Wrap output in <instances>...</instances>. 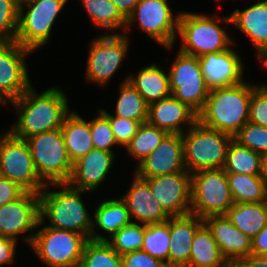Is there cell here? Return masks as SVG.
I'll return each mask as SVG.
<instances>
[{"mask_svg":"<svg viewBox=\"0 0 267 267\" xmlns=\"http://www.w3.org/2000/svg\"><path fill=\"white\" fill-rule=\"evenodd\" d=\"M139 178H152L186 170L182 134H167L155 151L136 167Z\"/></svg>","mask_w":267,"mask_h":267,"instance_id":"cell-18","label":"cell"},{"mask_svg":"<svg viewBox=\"0 0 267 267\" xmlns=\"http://www.w3.org/2000/svg\"><path fill=\"white\" fill-rule=\"evenodd\" d=\"M262 203H263L265 211L267 213V184H266V187H265L264 198H263V202Z\"/></svg>","mask_w":267,"mask_h":267,"instance_id":"cell-50","label":"cell"},{"mask_svg":"<svg viewBox=\"0 0 267 267\" xmlns=\"http://www.w3.org/2000/svg\"><path fill=\"white\" fill-rule=\"evenodd\" d=\"M25 192L17 183L0 176V206L17 200Z\"/></svg>","mask_w":267,"mask_h":267,"instance_id":"cell-44","label":"cell"},{"mask_svg":"<svg viewBox=\"0 0 267 267\" xmlns=\"http://www.w3.org/2000/svg\"><path fill=\"white\" fill-rule=\"evenodd\" d=\"M186 267H231L209 228L203 224L191 244V255Z\"/></svg>","mask_w":267,"mask_h":267,"instance_id":"cell-28","label":"cell"},{"mask_svg":"<svg viewBox=\"0 0 267 267\" xmlns=\"http://www.w3.org/2000/svg\"><path fill=\"white\" fill-rule=\"evenodd\" d=\"M67 2L68 0H33L20 4L15 41L33 52L43 47L49 42L55 21Z\"/></svg>","mask_w":267,"mask_h":267,"instance_id":"cell-9","label":"cell"},{"mask_svg":"<svg viewBox=\"0 0 267 267\" xmlns=\"http://www.w3.org/2000/svg\"><path fill=\"white\" fill-rule=\"evenodd\" d=\"M127 81L136 88L148 105L172 95L169 73L166 74L155 63L140 69L136 75L127 76Z\"/></svg>","mask_w":267,"mask_h":267,"instance_id":"cell-27","label":"cell"},{"mask_svg":"<svg viewBox=\"0 0 267 267\" xmlns=\"http://www.w3.org/2000/svg\"><path fill=\"white\" fill-rule=\"evenodd\" d=\"M203 224V219L192 213L170 217L168 267H186L189 264L192 241Z\"/></svg>","mask_w":267,"mask_h":267,"instance_id":"cell-23","label":"cell"},{"mask_svg":"<svg viewBox=\"0 0 267 267\" xmlns=\"http://www.w3.org/2000/svg\"><path fill=\"white\" fill-rule=\"evenodd\" d=\"M71 110L64 118L61 131L66 151L72 163L94 149L90 121L87 122L76 111Z\"/></svg>","mask_w":267,"mask_h":267,"instance_id":"cell-26","label":"cell"},{"mask_svg":"<svg viewBox=\"0 0 267 267\" xmlns=\"http://www.w3.org/2000/svg\"><path fill=\"white\" fill-rule=\"evenodd\" d=\"M168 73L172 95L199 113L210 91L202 75L199 58L179 51Z\"/></svg>","mask_w":267,"mask_h":267,"instance_id":"cell-13","label":"cell"},{"mask_svg":"<svg viewBox=\"0 0 267 267\" xmlns=\"http://www.w3.org/2000/svg\"><path fill=\"white\" fill-rule=\"evenodd\" d=\"M252 90L248 121L267 127V84H261Z\"/></svg>","mask_w":267,"mask_h":267,"instance_id":"cell-41","label":"cell"},{"mask_svg":"<svg viewBox=\"0 0 267 267\" xmlns=\"http://www.w3.org/2000/svg\"><path fill=\"white\" fill-rule=\"evenodd\" d=\"M86 10L87 16L95 27L107 29V33L114 30L123 31L126 27V18L120 13L111 0H79ZM109 32V33H108Z\"/></svg>","mask_w":267,"mask_h":267,"instance_id":"cell-32","label":"cell"},{"mask_svg":"<svg viewBox=\"0 0 267 267\" xmlns=\"http://www.w3.org/2000/svg\"><path fill=\"white\" fill-rule=\"evenodd\" d=\"M170 219L146 225L142 251L167 263L170 247Z\"/></svg>","mask_w":267,"mask_h":267,"instance_id":"cell-35","label":"cell"},{"mask_svg":"<svg viewBox=\"0 0 267 267\" xmlns=\"http://www.w3.org/2000/svg\"><path fill=\"white\" fill-rule=\"evenodd\" d=\"M256 86L245 80L210 90L204 108L198 113V121L233 137L248 122L251 94Z\"/></svg>","mask_w":267,"mask_h":267,"instance_id":"cell-2","label":"cell"},{"mask_svg":"<svg viewBox=\"0 0 267 267\" xmlns=\"http://www.w3.org/2000/svg\"><path fill=\"white\" fill-rule=\"evenodd\" d=\"M263 165H262V174L263 177L267 180V153L262 155Z\"/></svg>","mask_w":267,"mask_h":267,"instance_id":"cell-49","label":"cell"},{"mask_svg":"<svg viewBox=\"0 0 267 267\" xmlns=\"http://www.w3.org/2000/svg\"><path fill=\"white\" fill-rule=\"evenodd\" d=\"M231 25L250 38L261 61L267 55V0L252 4L244 10L234 9L230 14Z\"/></svg>","mask_w":267,"mask_h":267,"instance_id":"cell-24","label":"cell"},{"mask_svg":"<svg viewBox=\"0 0 267 267\" xmlns=\"http://www.w3.org/2000/svg\"><path fill=\"white\" fill-rule=\"evenodd\" d=\"M232 136L203 126L197 121L182 134L185 168L193 173L223 168Z\"/></svg>","mask_w":267,"mask_h":267,"instance_id":"cell-5","label":"cell"},{"mask_svg":"<svg viewBox=\"0 0 267 267\" xmlns=\"http://www.w3.org/2000/svg\"><path fill=\"white\" fill-rule=\"evenodd\" d=\"M106 116L109 118L117 146H123L126 148L132 138L136 135L141 123L114 115Z\"/></svg>","mask_w":267,"mask_h":267,"instance_id":"cell-42","label":"cell"},{"mask_svg":"<svg viewBox=\"0 0 267 267\" xmlns=\"http://www.w3.org/2000/svg\"><path fill=\"white\" fill-rule=\"evenodd\" d=\"M120 11V13L127 19L133 12L139 0H111Z\"/></svg>","mask_w":267,"mask_h":267,"instance_id":"cell-47","label":"cell"},{"mask_svg":"<svg viewBox=\"0 0 267 267\" xmlns=\"http://www.w3.org/2000/svg\"><path fill=\"white\" fill-rule=\"evenodd\" d=\"M35 170L45 184L67 183L73 163L68 157L61 129L33 135L26 139Z\"/></svg>","mask_w":267,"mask_h":267,"instance_id":"cell-7","label":"cell"},{"mask_svg":"<svg viewBox=\"0 0 267 267\" xmlns=\"http://www.w3.org/2000/svg\"><path fill=\"white\" fill-rule=\"evenodd\" d=\"M234 203L263 202L267 180L263 176L226 173Z\"/></svg>","mask_w":267,"mask_h":267,"instance_id":"cell-33","label":"cell"},{"mask_svg":"<svg viewBox=\"0 0 267 267\" xmlns=\"http://www.w3.org/2000/svg\"><path fill=\"white\" fill-rule=\"evenodd\" d=\"M144 179L155 199L170 216L191 212V173L187 170Z\"/></svg>","mask_w":267,"mask_h":267,"instance_id":"cell-16","label":"cell"},{"mask_svg":"<svg viewBox=\"0 0 267 267\" xmlns=\"http://www.w3.org/2000/svg\"><path fill=\"white\" fill-rule=\"evenodd\" d=\"M53 185L58 191H50ZM81 189H76L68 183L46 184L39 193V220L48 219L49 226L61 230H70L83 234L88 239L91 236L92 218L81 199Z\"/></svg>","mask_w":267,"mask_h":267,"instance_id":"cell-3","label":"cell"},{"mask_svg":"<svg viewBox=\"0 0 267 267\" xmlns=\"http://www.w3.org/2000/svg\"><path fill=\"white\" fill-rule=\"evenodd\" d=\"M91 138L95 149L113 152L117 145L109 118L99 109L98 115L90 120Z\"/></svg>","mask_w":267,"mask_h":267,"instance_id":"cell-38","label":"cell"},{"mask_svg":"<svg viewBox=\"0 0 267 267\" xmlns=\"http://www.w3.org/2000/svg\"><path fill=\"white\" fill-rule=\"evenodd\" d=\"M168 2L167 0H139L126 19L125 30L127 31L136 21L143 32L164 48L171 50L178 37L180 12L174 16Z\"/></svg>","mask_w":267,"mask_h":267,"instance_id":"cell-12","label":"cell"},{"mask_svg":"<svg viewBox=\"0 0 267 267\" xmlns=\"http://www.w3.org/2000/svg\"><path fill=\"white\" fill-rule=\"evenodd\" d=\"M114 32L91 40L85 72L88 82L106 86L121 66L125 56L127 57L129 33Z\"/></svg>","mask_w":267,"mask_h":267,"instance_id":"cell-10","label":"cell"},{"mask_svg":"<svg viewBox=\"0 0 267 267\" xmlns=\"http://www.w3.org/2000/svg\"><path fill=\"white\" fill-rule=\"evenodd\" d=\"M259 62H261V64L265 67L266 66V68H267V55L261 60V61H259Z\"/></svg>","mask_w":267,"mask_h":267,"instance_id":"cell-51","label":"cell"},{"mask_svg":"<svg viewBox=\"0 0 267 267\" xmlns=\"http://www.w3.org/2000/svg\"><path fill=\"white\" fill-rule=\"evenodd\" d=\"M92 213L93 218L90 239L95 241L108 240V237L95 231L97 228L110 234V237H112L122 227L132 222L128 208L121 198L102 200Z\"/></svg>","mask_w":267,"mask_h":267,"instance_id":"cell-25","label":"cell"},{"mask_svg":"<svg viewBox=\"0 0 267 267\" xmlns=\"http://www.w3.org/2000/svg\"><path fill=\"white\" fill-rule=\"evenodd\" d=\"M224 216L250 239L267 225V213L262 202L234 203Z\"/></svg>","mask_w":267,"mask_h":267,"instance_id":"cell-29","label":"cell"},{"mask_svg":"<svg viewBox=\"0 0 267 267\" xmlns=\"http://www.w3.org/2000/svg\"><path fill=\"white\" fill-rule=\"evenodd\" d=\"M79 267H122L121 255L107 241L89 239Z\"/></svg>","mask_w":267,"mask_h":267,"instance_id":"cell-36","label":"cell"},{"mask_svg":"<svg viewBox=\"0 0 267 267\" xmlns=\"http://www.w3.org/2000/svg\"><path fill=\"white\" fill-rule=\"evenodd\" d=\"M234 204L223 168L191 173V212L201 219L224 215Z\"/></svg>","mask_w":267,"mask_h":267,"instance_id":"cell-8","label":"cell"},{"mask_svg":"<svg viewBox=\"0 0 267 267\" xmlns=\"http://www.w3.org/2000/svg\"><path fill=\"white\" fill-rule=\"evenodd\" d=\"M17 242L13 239L0 236V267L12 264L15 261Z\"/></svg>","mask_w":267,"mask_h":267,"instance_id":"cell-45","label":"cell"},{"mask_svg":"<svg viewBox=\"0 0 267 267\" xmlns=\"http://www.w3.org/2000/svg\"><path fill=\"white\" fill-rule=\"evenodd\" d=\"M145 229V224L131 222L108 238L107 242L119 255L141 250Z\"/></svg>","mask_w":267,"mask_h":267,"instance_id":"cell-37","label":"cell"},{"mask_svg":"<svg viewBox=\"0 0 267 267\" xmlns=\"http://www.w3.org/2000/svg\"><path fill=\"white\" fill-rule=\"evenodd\" d=\"M121 260L122 267H168L164 261L142 250L124 253L121 255Z\"/></svg>","mask_w":267,"mask_h":267,"instance_id":"cell-43","label":"cell"},{"mask_svg":"<svg viewBox=\"0 0 267 267\" xmlns=\"http://www.w3.org/2000/svg\"><path fill=\"white\" fill-rule=\"evenodd\" d=\"M233 139L242 146L260 154L267 153V127L247 122Z\"/></svg>","mask_w":267,"mask_h":267,"instance_id":"cell-39","label":"cell"},{"mask_svg":"<svg viewBox=\"0 0 267 267\" xmlns=\"http://www.w3.org/2000/svg\"><path fill=\"white\" fill-rule=\"evenodd\" d=\"M133 177L129 190L121 197L128 208L132 222L138 220L137 223L148 225L170 219L171 216L153 196L149 184L135 173Z\"/></svg>","mask_w":267,"mask_h":267,"instance_id":"cell-22","label":"cell"},{"mask_svg":"<svg viewBox=\"0 0 267 267\" xmlns=\"http://www.w3.org/2000/svg\"><path fill=\"white\" fill-rule=\"evenodd\" d=\"M261 258H263L266 262H267V251L266 252H263L261 255H260Z\"/></svg>","mask_w":267,"mask_h":267,"instance_id":"cell-52","label":"cell"},{"mask_svg":"<svg viewBox=\"0 0 267 267\" xmlns=\"http://www.w3.org/2000/svg\"><path fill=\"white\" fill-rule=\"evenodd\" d=\"M119 96L116 101L115 114H110L103 108H99L105 115H114L142 123L148 119V104L136 88L124 79L120 84Z\"/></svg>","mask_w":267,"mask_h":267,"instance_id":"cell-31","label":"cell"},{"mask_svg":"<svg viewBox=\"0 0 267 267\" xmlns=\"http://www.w3.org/2000/svg\"><path fill=\"white\" fill-rule=\"evenodd\" d=\"M17 0H0V42H14L18 28Z\"/></svg>","mask_w":267,"mask_h":267,"instance_id":"cell-40","label":"cell"},{"mask_svg":"<svg viewBox=\"0 0 267 267\" xmlns=\"http://www.w3.org/2000/svg\"><path fill=\"white\" fill-rule=\"evenodd\" d=\"M0 104L2 105H6L1 99H0Z\"/></svg>","mask_w":267,"mask_h":267,"instance_id":"cell-55","label":"cell"},{"mask_svg":"<svg viewBox=\"0 0 267 267\" xmlns=\"http://www.w3.org/2000/svg\"><path fill=\"white\" fill-rule=\"evenodd\" d=\"M262 165V154L242 146L232 138L227 148L223 167L226 173L263 176Z\"/></svg>","mask_w":267,"mask_h":267,"instance_id":"cell-30","label":"cell"},{"mask_svg":"<svg viewBox=\"0 0 267 267\" xmlns=\"http://www.w3.org/2000/svg\"><path fill=\"white\" fill-rule=\"evenodd\" d=\"M217 242L221 254L231 266H238L251 255V239L236 228L224 215L203 219Z\"/></svg>","mask_w":267,"mask_h":267,"instance_id":"cell-19","label":"cell"},{"mask_svg":"<svg viewBox=\"0 0 267 267\" xmlns=\"http://www.w3.org/2000/svg\"><path fill=\"white\" fill-rule=\"evenodd\" d=\"M197 121L198 113L173 95L148 105L147 122L168 134H183L186 125L190 128Z\"/></svg>","mask_w":267,"mask_h":267,"instance_id":"cell-20","label":"cell"},{"mask_svg":"<svg viewBox=\"0 0 267 267\" xmlns=\"http://www.w3.org/2000/svg\"><path fill=\"white\" fill-rule=\"evenodd\" d=\"M18 1V4H24V3H28L30 1H33V0H17Z\"/></svg>","mask_w":267,"mask_h":267,"instance_id":"cell-53","label":"cell"},{"mask_svg":"<svg viewBox=\"0 0 267 267\" xmlns=\"http://www.w3.org/2000/svg\"><path fill=\"white\" fill-rule=\"evenodd\" d=\"M0 176L17 183L26 192L39 194L46 186L35 170L27 141L9 131L0 141Z\"/></svg>","mask_w":267,"mask_h":267,"instance_id":"cell-11","label":"cell"},{"mask_svg":"<svg viewBox=\"0 0 267 267\" xmlns=\"http://www.w3.org/2000/svg\"><path fill=\"white\" fill-rule=\"evenodd\" d=\"M267 251V225L251 239V255H261Z\"/></svg>","mask_w":267,"mask_h":267,"instance_id":"cell-46","label":"cell"},{"mask_svg":"<svg viewBox=\"0 0 267 267\" xmlns=\"http://www.w3.org/2000/svg\"><path fill=\"white\" fill-rule=\"evenodd\" d=\"M36 228L38 231H35L30 246L40 258L41 263L46 264L47 267H77L80 265L84 247L89 240L86 236L70 230L45 226L44 222L40 220Z\"/></svg>","mask_w":267,"mask_h":267,"instance_id":"cell-6","label":"cell"},{"mask_svg":"<svg viewBox=\"0 0 267 267\" xmlns=\"http://www.w3.org/2000/svg\"><path fill=\"white\" fill-rule=\"evenodd\" d=\"M168 133L148 122L142 123L136 135L126 146L129 155L141 163L151 152L155 151Z\"/></svg>","mask_w":267,"mask_h":267,"instance_id":"cell-34","label":"cell"},{"mask_svg":"<svg viewBox=\"0 0 267 267\" xmlns=\"http://www.w3.org/2000/svg\"><path fill=\"white\" fill-rule=\"evenodd\" d=\"M32 53L16 41L0 42V99L5 104L19 98L32 85L26 67V58Z\"/></svg>","mask_w":267,"mask_h":267,"instance_id":"cell-14","label":"cell"},{"mask_svg":"<svg viewBox=\"0 0 267 267\" xmlns=\"http://www.w3.org/2000/svg\"><path fill=\"white\" fill-rule=\"evenodd\" d=\"M8 132V130L6 131H4V132H2L1 134H0V141H1V138L6 134Z\"/></svg>","mask_w":267,"mask_h":267,"instance_id":"cell-54","label":"cell"},{"mask_svg":"<svg viewBox=\"0 0 267 267\" xmlns=\"http://www.w3.org/2000/svg\"><path fill=\"white\" fill-rule=\"evenodd\" d=\"M39 221V194L25 192L17 200L0 206V236L18 242L19 235L31 232L23 239L31 245Z\"/></svg>","mask_w":267,"mask_h":267,"instance_id":"cell-15","label":"cell"},{"mask_svg":"<svg viewBox=\"0 0 267 267\" xmlns=\"http://www.w3.org/2000/svg\"><path fill=\"white\" fill-rule=\"evenodd\" d=\"M221 21L232 24L230 15L221 17L216 14L191 13L181 11L178 21V32L182 45L180 52L200 57L207 53L222 52L234 45L233 40L222 28ZM220 22V23H219Z\"/></svg>","mask_w":267,"mask_h":267,"instance_id":"cell-4","label":"cell"},{"mask_svg":"<svg viewBox=\"0 0 267 267\" xmlns=\"http://www.w3.org/2000/svg\"><path fill=\"white\" fill-rule=\"evenodd\" d=\"M232 47L207 53L199 58L202 75L209 90L230 87L244 81L243 60Z\"/></svg>","mask_w":267,"mask_h":267,"instance_id":"cell-17","label":"cell"},{"mask_svg":"<svg viewBox=\"0 0 267 267\" xmlns=\"http://www.w3.org/2000/svg\"><path fill=\"white\" fill-rule=\"evenodd\" d=\"M114 152L92 149L73 163L69 181L70 186L92 192L106 179L115 160Z\"/></svg>","mask_w":267,"mask_h":267,"instance_id":"cell-21","label":"cell"},{"mask_svg":"<svg viewBox=\"0 0 267 267\" xmlns=\"http://www.w3.org/2000/svg\"><path fill=\"white\" fill-rule=\"evenodd\" d=\"M17 113V121L8 131L19 139L61 128L69 110L66 94L59 87L37 93L31 85L19 98L9 102Z\"/></svg>","mask_w":267,"mask_h":267,"instance_id":"cell-1","label":"cell"},{"mask_svg":"<svg viewBox=\"0 0 267 267\" xmlns=\"http://www.w3.org/2000/svg\"><path fill=\"white\" fill-rule=\"evenodd\" d=\"M238 267H267V262L259 255H250Z\"/></svg>","mask_w":267,"mask_h":267,"instance_id":"cell-48","label":"cell"}]
</instances>
